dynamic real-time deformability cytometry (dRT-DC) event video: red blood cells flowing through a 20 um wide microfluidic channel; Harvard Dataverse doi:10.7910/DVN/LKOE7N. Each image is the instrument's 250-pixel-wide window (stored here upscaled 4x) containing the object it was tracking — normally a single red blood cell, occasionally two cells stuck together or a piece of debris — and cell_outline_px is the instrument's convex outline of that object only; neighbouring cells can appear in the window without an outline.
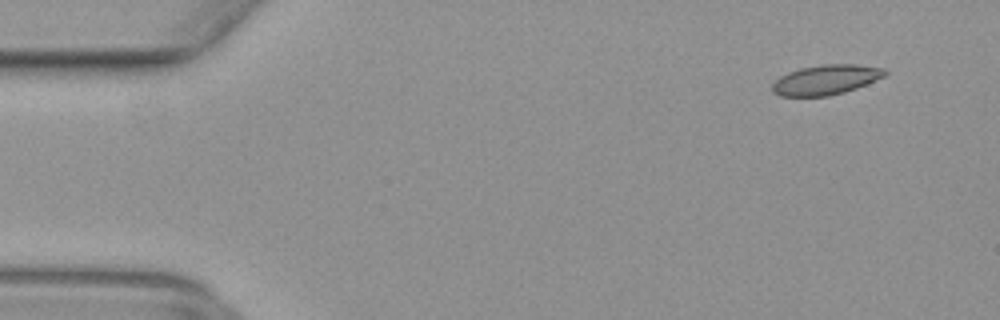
{"species": "common noctule bat (a hibernating species)", "species_latin": "Nyctalus noctula", "temperature_condition": "warm", "stored_images_in_passage": 47, "camera_frame_rate_fps": 3000, "um_per_image_px": 0.085, "animal": {"sex": "female", "body_mass_g": 29.2, "forearm_length_mm": 56.3}, "frame": {"image": 1, "passage_image": 1, "time_ms": 0.0, "image_size_px": [1000, 320], "cell_outline_px": [[888, 72], [884, 76], [856, 88], [844, 92], [828, 96], [780, 96], [772, 92], [772, 84], [780, 76], [788, 72], [800, 68], [824, 64], [856, 64], [884, 68]], "centroid_in_image_um": [70.18, 6.78], "position_along_channel_um": 14.8, "area_um2": 19.54}}
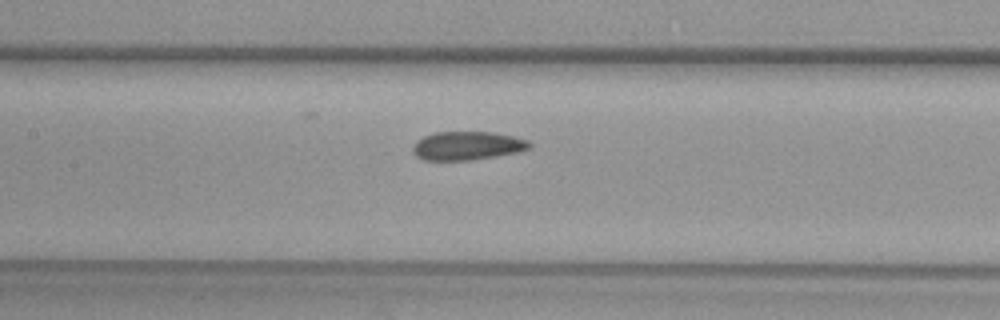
{"frame": {"image": 2, "passage_image": 20, "time_ms": 6.333, "image_size_px": [1000, 320], "cell_outline_px": [[532, 148], [516, 152], [468, 160], [424, 160], [416, 156], [412, 152], [412, 148], [416, 140], [432, 132], [492, 132], [512, 136], [528, 140], [532, 144]], "centroid_in_image_um": [39.68, 12.38], "position_along_channel_um": 167.7, "area_um2": 19.36}}
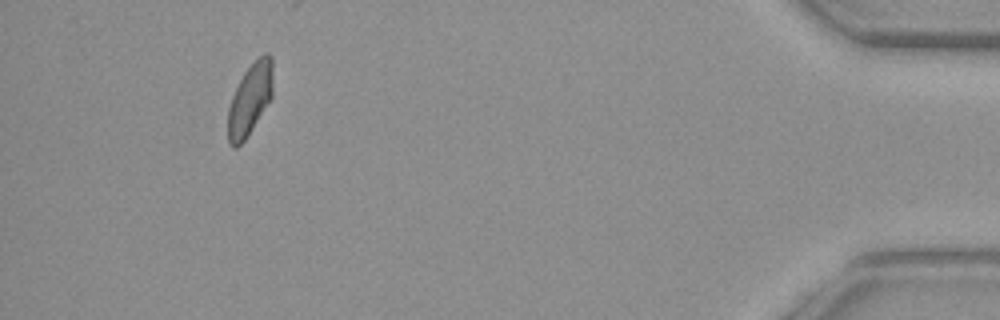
{"frame": {"image": 3, "passage_image": 43, "time_ms": 14.0, "image_size_px": [1000, 320], "cell_outline_px": [[272, 96], [248, 136], [236, 148], [232, 148], [228, 144], [228, 108], [232, 96], [244, 72], [264, 52], [268, 52], [272, 56]], "centroid_in_image_um": [21.24, 8.46], "position_along_channel_um": 414.0, "area_um2": 18.67}}